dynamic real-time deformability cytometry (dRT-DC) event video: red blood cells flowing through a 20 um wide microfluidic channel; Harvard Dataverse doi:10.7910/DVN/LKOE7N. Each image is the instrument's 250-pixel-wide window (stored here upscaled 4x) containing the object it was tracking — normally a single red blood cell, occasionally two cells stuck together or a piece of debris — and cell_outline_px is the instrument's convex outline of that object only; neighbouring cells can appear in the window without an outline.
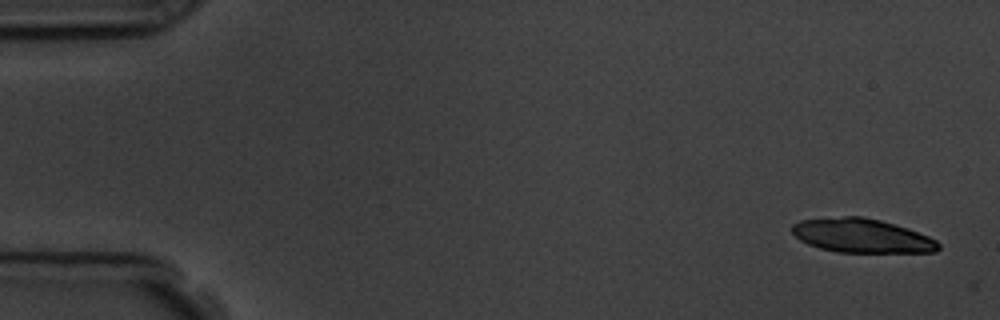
{"species": "common noctule bat (a hibernating species)", "species_latin": "Nyctalus noctula", "temperature_condition": "room temperature", "stored_images_in_passage": 3, "camera_frame_rate_fps": 3000, "um_per_image_px": 0.085, "animal": {"sex": "male", "body_mass_g": 19.5, "forearm_length_mm": 54.6}, "frame": {"image": 1, "passage_image": 1, "time_ms": 0.0, "image_size_px": [1000, 320], "cell_outline_px": [[940, 248], [936, 252], [836, 252], [820, 248], [808, 244], [800, 240], [792, 232], [792, 224], [800, 220], [844, 216], [860, 216], [880, 220], [908, 228], [928, 236], [936, 240], [940, 244]], "centroid_in_image_um": [73.26, 20.03], "position_along_channel_um": 11.7, "area_um2": 28.96}}